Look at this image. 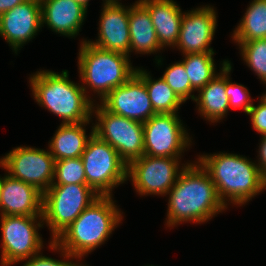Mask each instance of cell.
Here are the masks:
<instances>
[{"label":"cell","instance_id":"6da1fadb","mask_svg":"<svg viewBox=\"0 0 266 266\" xmlns=\"http://www.w3.org/2000/svg\"><path fill=\"white\" fill-rule=\"evenodd\" d=\"M196 163H187L167 193L168 227L188 221L204 223L226 209L210 175L199 162Z\"/></svg>","mask_w":266,"mask_h":266},{"label":"cell","instance_id":"7a4b0ae2","mask_svg":"<svg viewBox=\"0 0 266 266\" xmlns=\"http://www.w3.org/2000/svg\"><path fill=\"white\" fill-rule=\"evenodd\" d=\"M197 160L210 175L226 207L227 201L241 206L266 189V179L258 165L247 157L220 152L201 155Z\"/></svg>","mask_w":266,"mask_h":266},{"label":"cell","instance_id":"3957f363","mask_svg":"<svg viewBox=\"0 0 266 266\" xmlns=\"http://www.w3.org/2000/svg\"><path fill=\"white\" fill-rule=\"evenodd\" d=\"M68 77L67 70L61 74L38 71L29 79L32 94L41 107L62 118L63 124L88 122L93 115L94 101L86 95L85 85L74 83Z\"/></svg>","mask_w":266,"mask_h":266},{"label":"cell","instance_id":"277c9868","mask_svg":"<svg viewBox=\"0 0 266 266\" xmlns=\"http://www.w3.org/2000/svg\"><path fill=\"white\" fill-rule=\"evenodd\" d=\"M111 196H99L54 241L78 258L107 241L122 220Z\"/></svg>","mask_w":266,"mask_h":266},{"label":"cell","instance_id":"5b68a950","mask_svg":"<svg viewBox=\"0 0 266 266\" xmlns=\"http://www.w3.org/2000/svg\"><path fill=\"white\" fill-rule=\"evenodd\" d=\"M78 54L80 79L100 95V101L111 90L126 83L137 69L132 67L128 55L102 50L87 40L81 41Z\"/></svg>","mask_w":266,"mask_h":266},{"label":"cell","instance_id":"8992f818","mask_svg":"<svg viewBox=\"0 0 266 266\" xmlns=\"http://www.w3.org/2000/svg\"><path fill=\"white\" fill-rule=\"evenodd\" d=\"M100 195L87 184L51 185L43 193V221L54 241Z\"/></svg>","mask_w":266,"mask_h":266},{"label":"cell","instance_id":"52a82bcc","mask_svg":"<svg viewBox=\"0 0 266 266\" xmlns=\"http://www.w3.org/2000/svg\"><path fill=\"white\" fill-rule=\"evenodd\" d=\"M86 184L100 196H112V189L128 180V165L119 153L96 134L81 155Z\"/></svg>","mask_w":266,"mask_h":266},{"label":"cell","instance_id":"ba28073f","mask_svg":"<svg viewBox=\"0 0 266 266\" xmlns=\"http://www.w3.org/2000/svg\"><path fill=\"white\" fill-rule=\"evenodd\" d=\"M92 113L98 120L94 134L113 147L127 165L144 155L143 123L111 113L101 104L93 105Z\"/></svg>","mask_w":266,"mask_h":266},{"label":"cell","instance_id":"9c48e42d","mask_svg":"<svg viewBox=\"0 0 266 266\" xmlns=\"http://www.w3.org/2000/svg\"><path fill=\"white\" fill-rule=\"evenodd\" d=\"M43 222V216H1V266H10L40 253L43 241L38 228Z\"/></svg>","mask_w":266,"mask_h":266},{"label":"cell","instance_id":"30bf717a","mask_svg":"<svg viewBox=\"0 0 266 266\" xmlns=\"http://www.w3.org/2000/svg\"><path fill=\"white\" fill-rule=\"evenodd\" d=\"M8 175L44 193L54 181L55 159L47 150L19 146L0 159Z\"/></svg>","mask_w":266,"mask_h":266},{"label":"cell","instance_id":"8fae6325","mask_svg":"<svg viewBox=\"0 0 266 266\" xmlns=\"http://www.w3.org/2000/svg\"><path fill=\"white\" fill-rule=\"evenodd\" d=\"M179 159L143 155L128 165L127 177H130L139 195H167L177 181L181 170ZM180 169V171H179Z\"/></svg>","mask_w":266,"mask_h":266},{"label":"cell","instance_id":"7c38bea8","mask_svg":"<svg viewBox=\"0 0 266 266\" xmlns=\"http://www.w3.org/2000/svg\"><path fill=\"white\" fill-rule=\"evenodd\" d=\"M185 129L177 114H154L143 123L144 155L180 158L191 144Z\"/></svg>","mask_w":266,"mask_h":266},{"label":"cell","instance_id":"4fadbf2b","mask_svg":"<svg viewBox=\"0 0 266 266\" xmlns=\"http://www.w3.org/2000/svg\"><path fill=\"white\" fill-rule=\"evenodd\" d=\"M100 104L111 113L141 123L156 114L145 83L136 73L126 83L111 90Z\"/></svg>","mask_w":266,"mask_h":266},{"label":"cell","instance_id":"5bb4252c","mask_svg":"<svg viewBox=\"0 0 266 266\" xmlns=\"http://www.w3.org/2000/svg\"><path fill=\"white\" fill-rule=\"evenodd\" d=\"M42 27L40 0H28L0 15V36L17 54Z\"/></svg>","mask_w":266,"mask_h":266},{"label":"cell","instance_id":"9a60e30c","mask_svg":"<svg viewBox=\"0 0 266 266\" xmlns=\"http://www.w3.org/2000/svg\"><path fill=\"white\" fill-rule=\"evenodd\" d=\"M217 15L213 7L204 6L185 12L181 19L178 42L182 54L214 52L210 44L217 28Z\"/></svg>","mask_w":266,"mask_h":266},{"label":"cell","instance_id":"2e32d148","mask_svg":"<svg viewBox=\"0 0 266 266\" xmlns=\"http://www.w3.org/2000/svg\"><path fill=\"white\" fill-rule=\"evenodd\" d=\"M101 12L98 39L90 44L106 51H116L129 56V7L118 0H105Z\"/></svg>","mask_w":266,"mask_h":266},{"label":"cell","instance_id":"e0dca14e","mask_svg":"<svg viewBox=\"0 0 266 266\" xmlns=\"http://www.w3.org/2000/svg\"><path fill=\"white\" fill-rule=\"evenodd\" d=\"M1 216H43V193L8 174L0 177Z\"/></svg>","mask_w":266,"mask_h":266},{"label":"cell","instance_id":"ac0fdd59","mask_svg":"<svg viewBox=\"0 0 266 266\" xmlns=\"http://www.w3.org/2000/svg\"><path fill=\"white\" fill-rule=\"evenodd\" d=\"M42 26L64 36L75 37L84 22L87 9L74 0H40Z\"/></svg>","mask_w":266,"mask_h":266},{"label":"cell","instance_id":"d6986e66","mask_svg":"<svg viewBox=\"0 0 266 266\" xmlns=\"http://www.w3.org/2000/svg\"><path fill=\"white\" fill-rule=\"evenodd\" d=\"M149 12L162 48L175 47L184 13L173 0H138Z\"/></svg>","mask_w":266,"mask_h":266},{"label":"cell","instance_id":"ffe728a7","mask_svg":"<svg viewBox=\"0 0 266 266\" xmlns=\"http://www.w3.org/2000/svg\"><path fill=\"white\" fill-rule=\"evenodd\" d=\"M229 62L223 61L220 73L199 89V95L194 98L200 115L212 123L223 119L230 108L226 95V65Z\"/></svg>","mask_w":266,"mask_h":266},{"label":"cell","instance_id":"44dd1931","mask_svg":"<svg viewBox=\"0 0 266 266\" xmlns=\"http://www.w3.org/2000/svg\"><path fill=\"white\" fill-rule=\"evenodd\" d=\"M130 52L156 53L163 48L158 42L148 10L136 1L129 7Z\"/></svg>","mask_w":266,"mask_h":266},{"label":"cell","instance_id":"7402d4cb","mask_svg":"<svg viewBox=\"0 0 266 266\" xmlns=\"http://www.w3.org/2000/svg\"><path fill=\"white\" fill-rule=\"evenodd\" d=\"M89 122L60 124L49 142V152L55 161L81 157L89 139L94 134V126H92L89 137L86 135L84 126H87Z\"/></svg>","mask_w":266,"mask_h":266},{"label":"cell","instance_id":"603a6c76","mask_svg":"<svg viewBox=\"0 0 266 266\" xmlns=\"http://www.w3.org/2000/svg\"><path fill=\"white\" fill-rule=\"evenodd\" d=\"M145 83L150 101L156 114H177L179 107L184 102L169 87L165 80H152L146 70L137 68L135 72Z\"/></svg>","mask_w":266,"mask_h":266},{"label":"cell","instance_id":"cb8c5ba5","mask_svg":"<svg viewBox=\"0 0 266 266\" xmlns=\"http://www.w3.org/2000/svg\"><path fill=\"white\" fill-rule=\"evenodd\" d=\"M234 42L266 38V0H253L232 36Z\"/></svg>","mask_w":266,"mask_h":266},{"label":"cell","instance_id":"d4e9b609","mask_svg":"<svg viewBox=\"0 0 266 266\" xmlns=\"http://www.w3.org/2000/svg\"><path fill=\"white\" fill-rule=\"evenodd\" d=\"M214 52L188 53L183 55V64L191 87L198 91L210 82L218 73L215 71Z\"/></svg>","mask_w":266,"mask_h":266},{"label":"cell","instance_id":"484cf974","mask_svg":"<svg viewBox=\"0 0 266 266\" xmlns=\"http://www.w3.org/2000/svg\"><path fill=\"white\" fill-rule=\"evenodd\" d=\"M236 43L240 46L244 62L266 85V38Z\"/></svg>","mask_w":266,"mask_h":266},{"label":"cell","instance_id":"4316f807","mask_svg":"<svg viewBox=\"0 0 266 266\" xmlns=\"http://www.w3.org/2000/svg\"><path fill=\"white\" fill-rule=\"evenodd\" d=\"M67 184H86L85 170L81 157L55 161L52 185Z\"/></svg>","mask_w":266,"mask_h":266},{"label":"cell","instance_id":"83f0119b","mask_svg":"<svg viewBox=\"0 0 266 266\" xmlns=\"http://www.w3.org/2000/svg\"><path fill=\"white\" fill-rule=\"evenodd\" d=\"M162 78L184 103L189 98L194 100L195 96L194 94L192 95V93L195 90L191 87L188 74L182 61L167 67Z\"/></svg>","mask_w":266,"mask_h":266},{"label":"cell","instance_id":"f1b7e54d","mask_svg":"<svg viewBox=\"0 0 266 266\" xmlns=\"http://www.w3.org/2000/svg\"><path fill=\"white\" fill-rule=\"evenodd\" d=\"M231 68L232 66L229 62L226 65V95L229 98V107L233 109L242 108L247 114L253 106L252 99L249 95L250 93L244 85L230 82L229 74Z\"/></svg>","mask_w":266,"mask_h":266},{"label":"cell","instance_id":"f546056e","mask_svg":"<svg viewBox=\"0 0 266 266\" xmlns=\"http://www.w3.org/2000/svg\"><path fill=\"white\" fill-rule=\"evenodd\" d=\"M50 249L58 250L59 252L61 251V256L64 258H67L68 260L65 261L63 260H55L53 258L43 256L42 254L40 255L39 253L35 254L34 256L30 257L23 266H86L84 264L79 263H74L73 261L70 260V258H76L78 257L71 255L69 252L65 251L62 247H60L55 241H51L49 243ZM70 260V261H69ZM88 266V265H87Z\"/></svg>","mask_w":266,"mask_h":266},{"label":"cell","instance_id":"4dcf8cb0","mask_svg":"<svg viewBox=\"0 0 266 266\" xmlns=\"http://www.w3.org/2000/svg\"><path fill=\"white\" fill-rule=\"evenodd\" d=\"M247 115H250L252 127L258 133L266 135V97L261 96L257 106L253 104Z\"/></svg>","mask_w":266,"mask_h":266},{"label":"cell","instance_id":"1f68e13d","mask_svg":"<svg viewBox=\"0 0 266 266\" xmlns=\"http://www.w3.org/2000/svg\"><path fill=\"white\" fill-rule=\"evenodd\" d=\"M259 161L258 167L261 171V174L266 179V135H262L261 143L259 146Z\"/></svg>","mask_w":266,"mask_h":266},{"label":"cell","instance_id":"d6a6232c","mask_svg":"<svg viewBox=\"0 0 266 266\" xmlns=\"http://www.w3.org/2000/svg\"><path fill=\"white\" fill-rule=\"evenodd\" d=\"M28 0H0V15Z\"/></svg>","mask_w":266,"mask_h":266},{"label":"cell","instance_id":"836d02e7","mask_svg":"<svg viewBox=\"0 0 266 266\" xmlns=\"http://www.w3.org/2000/svg\"><path fill=\"white\" fill-rule=\"evenodd\" d=\"M74 1H76L78 4L87 9L89 0H74Z\"/></svg>","mask_w":266,"mask_h":266}]
</instances>
